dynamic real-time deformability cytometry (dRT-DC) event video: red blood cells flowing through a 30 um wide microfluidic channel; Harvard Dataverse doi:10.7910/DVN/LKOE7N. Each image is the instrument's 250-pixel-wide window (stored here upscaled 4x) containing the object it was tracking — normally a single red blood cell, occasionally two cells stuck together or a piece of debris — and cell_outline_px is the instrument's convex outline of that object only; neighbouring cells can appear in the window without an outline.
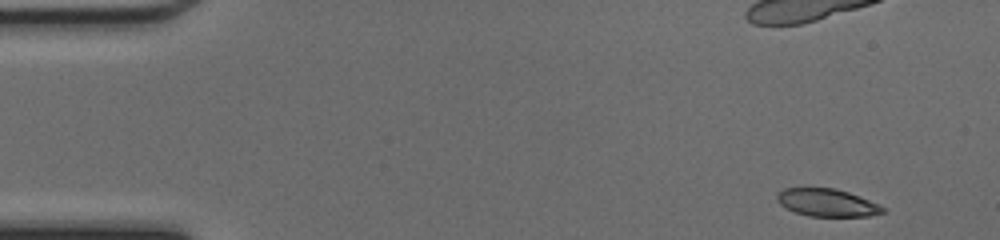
{"species": "common noctule bat (a hibernating species)", "species_latin": "Nyctalus noctula", "temperature_condition": "cold", "stored_images_in_passage": 39, "camera_frame_rate_fps": 3000, "um_per_image_px": 0.085, "animal": {"sex": "female", "body_mass_g": 17.0, "forearm_length_mm": 48.0}, "frame": {"image": 1, "passage_image": 1, "time_ms": 0.0, "image_size_px": [1000, 240], "cell_outline_px": [[884, 212], [868, 216], [808, 216], [796, 212], [780, 204], [776, 200], [776, 192], [784, 188], [836, 188], [848, 192], [880, 204], [884, 208]], "centroid_in_image_um": [70.28, 17.21], "position_along_channel_um": 14.7, "area_um2": 16.99}, "authors_computed_cell_mechanics": {"area_um2": 18.6116, "velocity_mm_per_s": 4.2681, "shape_relaxation_time_tau1_ms": null, "shape_relaxation_time_tau2_ms": 1.7615, "deformation_change_tau1": null, "deformation_change_tau2": 0.0662}}